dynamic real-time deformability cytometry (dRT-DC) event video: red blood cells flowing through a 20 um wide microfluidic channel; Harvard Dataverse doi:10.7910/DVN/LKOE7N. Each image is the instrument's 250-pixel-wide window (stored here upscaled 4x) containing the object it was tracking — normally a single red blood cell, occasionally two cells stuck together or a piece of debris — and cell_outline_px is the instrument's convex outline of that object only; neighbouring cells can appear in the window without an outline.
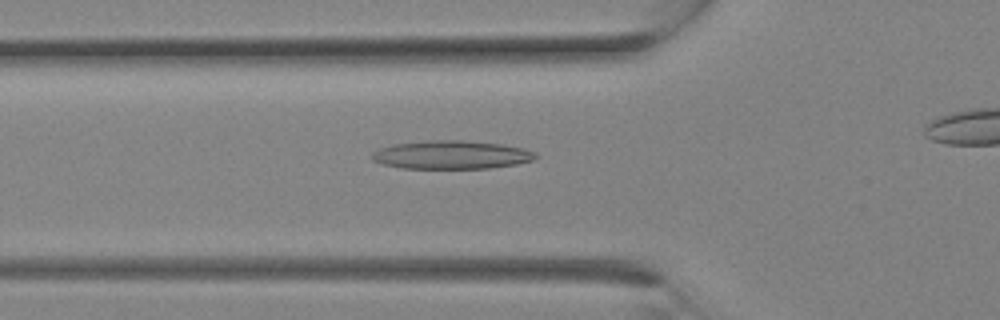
{"species": "Egyptian fruit bat (a non-hibernating species)", "species_latin": "Rousettus aegyptiacus", "temperature_condition": "room temperature", "stored_images_in_passage": 15, "segment_of_instrument_passage": [1, 2], "camera_frame_rate_fps": 3000, "um_per_image_px": 0.085, "animal": {"sex": "female"}, "frame": {"image": 1, "passage_image": 5, "time_ms": 1.333, "image_size_px": [1000, 320], "cell_outline_px": [[536, 156], [532, 160], [516, 164], [488, 168], [400, 168], [384, 164], [372, 160], [368, 156], [372, 152], [380, 148], [392, 144], [428, 140], [460, 140], [500, 144], [524, 148], [536, 152]], "centroid_in_image_um": [38.31, 13.15], "position_along_channel_um": 87.5, "area_um2": 27.05}}
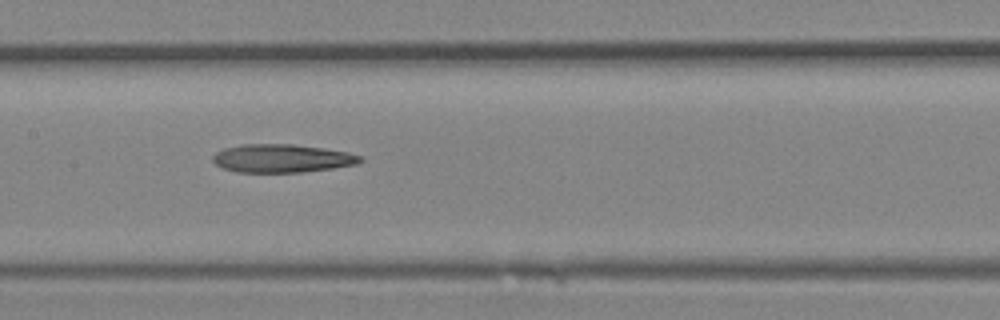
{"frame": {"image": 2, "passage_image": 9, "time_ms": 2.667, "image_size_px": [1000, 320], "cell_outline_px": [[364, 160], [356, 164], [332, 168], [304, 172], [236, 172], [220, 168], [212, 160], [212, 156], [216, 152], [224, 148], [240, 144], [292, 144], [324, 148], [348, 152], [360, 156]], "centroid_in_image_um": [23.93, 13.46], "position_along_channel_um": 183.5, "area_um2": 24.39}}
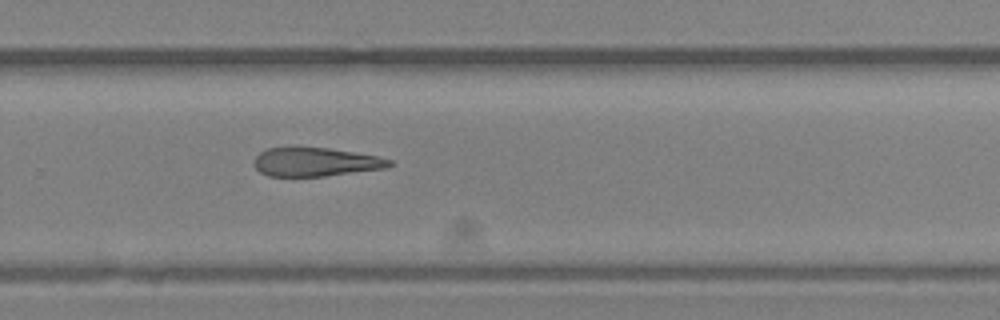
{"frame": {"image": 3, "passage_image": 14, "time_ms": 4.333, "image_size_px": [1000, 320], "cell_outline_px": [[392, 164], [388, 168], [324, 176], [268, 176], [260, 172], [252, 164], [252, 160], [260, 152], [268, 148], [292, 144], [296, 144], [328, 148], [376, 156], [392, 160]], "centroid_in_image_um": [26.73, 13.73], "position_along_channel_um": 303.1, "area_um2": 23.41}}